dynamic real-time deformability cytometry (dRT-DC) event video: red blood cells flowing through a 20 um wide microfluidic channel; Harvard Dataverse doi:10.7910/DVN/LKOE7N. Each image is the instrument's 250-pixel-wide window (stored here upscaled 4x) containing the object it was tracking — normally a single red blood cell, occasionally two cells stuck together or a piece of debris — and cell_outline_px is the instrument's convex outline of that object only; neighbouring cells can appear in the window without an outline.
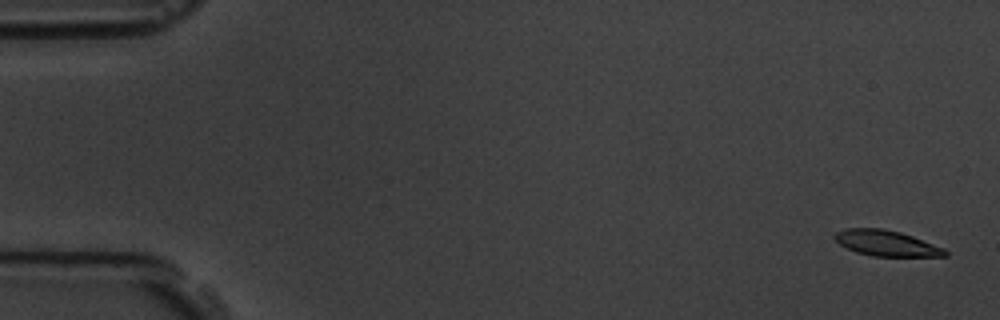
{"species": "common noctule bat (a hibernating species)", "species_latin": "Nyctalus noctula", "temperature_condition": "room temperature", "stored_images_in_passage": 10, "camera_frame_rate_fps": 3000, "um_per_image_px": 0.085, "animal": {"sex": "male", "body_mass_g": 19.5, "forearm_length_mm": 54.6}, "frame": {"image": 1, "passage_image": 1, "time_ms": 0.0, "image_size_px": [1000, 320], "cell_outline_px": [[948, 256], [872, 256], [856, 252], [840, 244], [832, 236], [836, 232], [844, 228], [880, 228], [900, 232], [912, 236], [944, 248], [948, 252]], "centroid_in_image_um": [75.32, 20.67], "position_along_channel_um": 9.7, "area_um2": 16.42}}
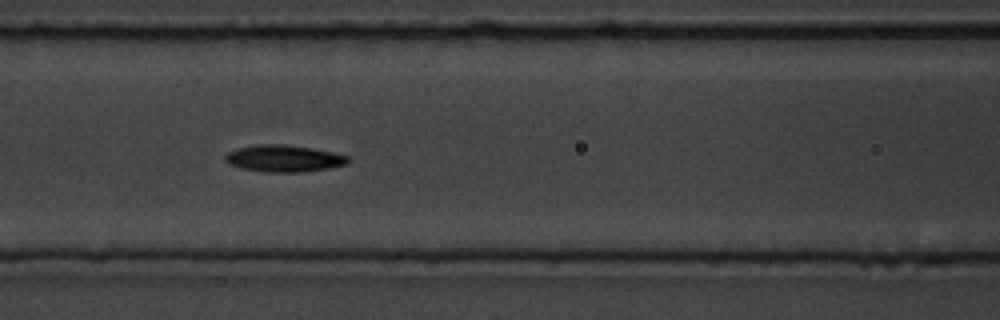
{"frame": {"image": 2, "passage_image": 7, "time_ms": 7.667, "image_size_px": [1000, 320], "cell_outline_px": [[352, 160], [348, 164], [328, 168], [300, 172], [268, 172], [240, 168], [228, 164], [224, 160], [224, 156], [228, 152], [240, 148], [260, 144], [284, 144], [312, 148], [332, 152], [348, 156]], "centroid_in_image_um": [24.14, 13.47], "position_along_channel_um": 142.5, "area_um2": 19.19}}
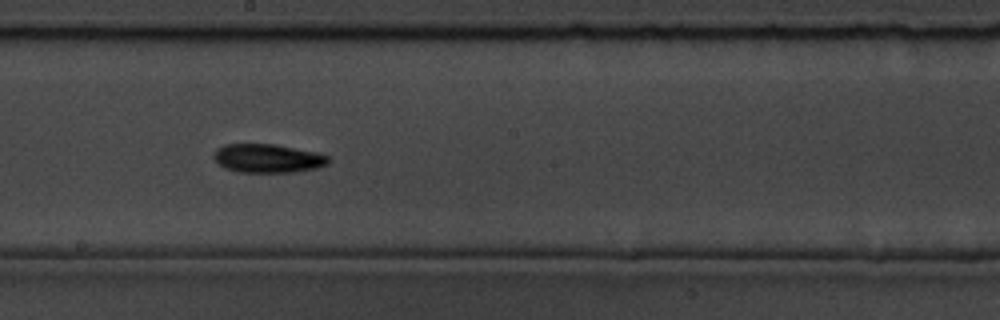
{"frame": {"image": 3, "passage_image": 9, "time_ms": 10.0, "image_size_px": [1000, 320], "cell_outline_px": [[328, 164], [316, 168], [296, 172], [236, 172], [224, 168], [212, 156], [212, 152], [216, 148], [224, 144], [276, 144], [316, 152], [328, 156]], "centroid_in_image_um": [22.72, 13.45], "position_along_channel_um": 225.5, "area_um2": 19.31}}